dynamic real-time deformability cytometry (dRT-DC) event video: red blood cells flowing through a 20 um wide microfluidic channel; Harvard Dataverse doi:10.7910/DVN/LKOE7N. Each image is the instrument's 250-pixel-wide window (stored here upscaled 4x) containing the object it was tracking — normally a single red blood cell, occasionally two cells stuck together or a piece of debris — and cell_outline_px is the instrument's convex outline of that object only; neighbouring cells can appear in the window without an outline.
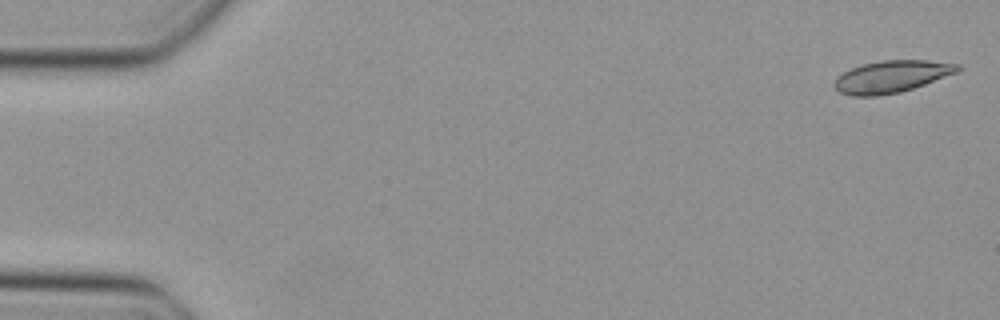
{"species": "Egyptian fruit bat (a non-hibernating species)", "species_latin": "Rousettus aegyptiacus", "temperature_condition": "cold", "stored_images_in_passage": 48, "camera_frame_rate_fps": 3000, "um_per_image_px": 0.085, "animal": {"sex": "female"}, "frame": {"image": 1, "passage_image": 1, "time_ms": 0.0, "image_size_px": [1000, 320], "cell_outline_px": [[964, 68], [956, 72], [924, 84], [900, 92], [876, 96], [852, 96], [840, 92], [832, 84], [836, 76], [852, 68], [864, 64], [880, 60], [928, 60], [960, 64]], "centroid_in_image_um": [75.77, 6.5], "position_along_channel_um": 9.2, "area_um2": 22.95}}
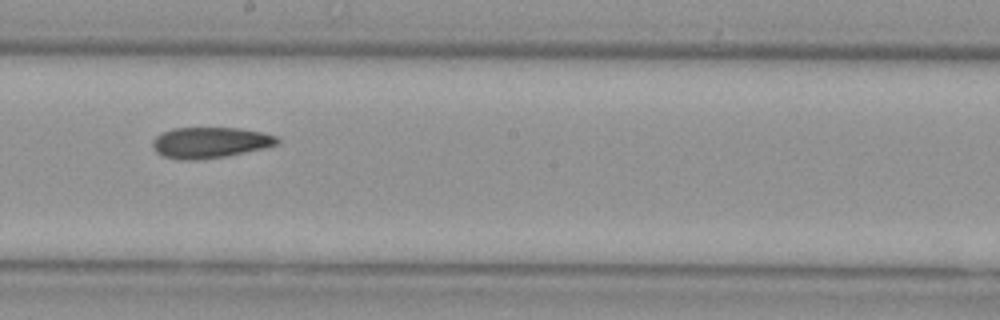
{"frame": {"image": 2, "passage_image": 27, "time_ms": 8.667, "image_size_px": [1000, 320], "cell_outline_px": [[280, 140], [276, 144], [264, 148], [228, 156], [196, 160], [180, 160], [160, 156], [152, 148], [152, 140], [156, 136], [172, 128], [240, 128], [280, 136]], "centroid_in_image_um": [17.83, 12.13], "position_along_channel_um": 230.4, "area_um2": 22.66}}
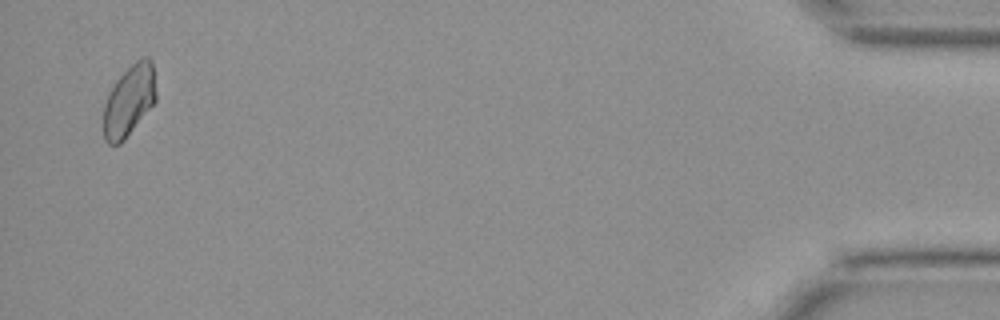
{"frame": {"image": 3, "passage_image": 47, "time_ms": 15.333, "image_size_px": [1000, 320], "cell_outline_px": [[156, 100], [124, 140], [120, 144], [108, 144], [104, 140], [104, 104], [116, 80], [136, 60], [144, 56], [148, 56], [152, 60], [156, 92]], "centroid_in_image_um": [10.98, 8.54], "position_along_channel_um": 424.2, "area_um2": 21.5}}